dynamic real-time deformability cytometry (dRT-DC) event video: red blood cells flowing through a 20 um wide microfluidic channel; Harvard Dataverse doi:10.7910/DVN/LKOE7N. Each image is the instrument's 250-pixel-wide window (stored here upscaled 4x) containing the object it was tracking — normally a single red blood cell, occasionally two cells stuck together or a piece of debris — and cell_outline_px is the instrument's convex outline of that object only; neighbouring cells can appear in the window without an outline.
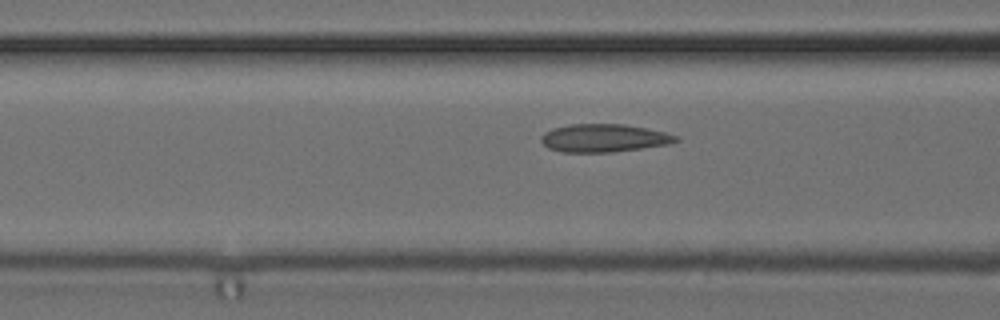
{"species": "common noctule bat (a hibernating species)", "species_latin": "Nyctalus noctula", "temperature_condition": "cold", "stored_images_in_passage": 15, "camera_frame_rate_fps": 3000, "um_per_image_px": 0.085, "animal": {"sex": "female", "body_mass_g": 24.6, "forearm_length_mm": 56.2}, "frame": {"image": 1, "passage_image": 13, "time_ms": 4.0, "image_size_px": [1000, 320], "cell_outline_px": [[680, 140], [668, 144], [612, 152], [560, 152], [548, 148], [540, 140], [540, 136], [544, 132], [552, 128], [568, 124], [624, 124], [664, 132], [680, 136]], "centroid_in_image_um": [51.29, 11.73], "position_along_channel_um": 115.3, "area_um2": 22.02}}